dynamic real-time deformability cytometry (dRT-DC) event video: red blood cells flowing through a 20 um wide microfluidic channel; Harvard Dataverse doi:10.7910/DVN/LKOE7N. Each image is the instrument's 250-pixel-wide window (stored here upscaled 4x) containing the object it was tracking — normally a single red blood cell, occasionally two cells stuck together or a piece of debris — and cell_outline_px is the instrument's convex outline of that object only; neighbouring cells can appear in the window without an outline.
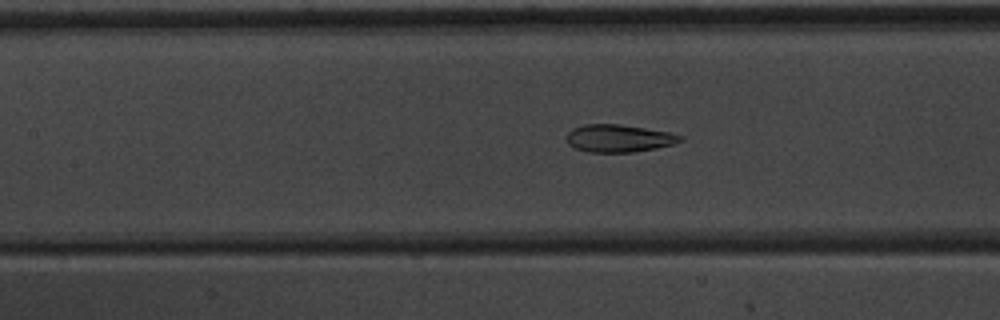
{"species": "common noctule bat (a hibernating species)", "species_latin": "Nyctalus noctula", "temperature_condition": "warm", "stored_images_in_passage": 46, "segment_of_instrument_passage": [1, 2], "camera_frame_rate_fps": 3000, "um_per_image_px": 0.085, "animal": {"sex": "male", "body_mass_g": 20.1, "forearm_length_mm": 53.5}, "frame": {"image": 1, "passage_image": 24, "time_ms": 7.667, "image_size_px": [1000, 320], "cell_outline_px": [[684, 140], [672, 144], [656, 148], [632, 152], [588, 152], [576, 148], [568, 144], [568, 132], [572, 128], [584, 124], [620, 124], [668, 132], [680, 136]], "centroid_in_image_um": [52.57, 11.75], "position_along_channel_um": 154.8, "area_um2": 18.03}}
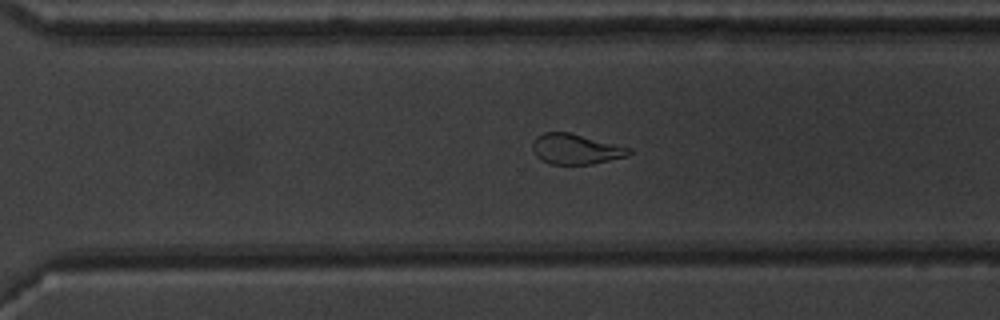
{"frame": {"image": 2, "passage_image": 37, "time_ms": 12.0, "image_size_px": [1000, 320], "cell_outline_px": [[632, 152], [628, 156], [592, 164], [552, 164], [540, 160], [536, 156], [532, 148], [532, 140], [536, 136], [544, 132], [568, 132], [632, 148]], "centroid_in_image_um": [48.92, 12.67], "position_along_channel_um": 321.7, "area_um2": 17.11}}
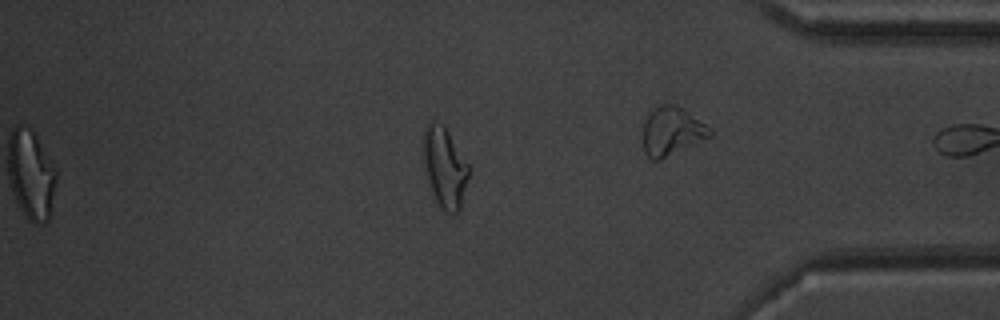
{"frame": {"image": 3, "passage_image": 45, "time_ms": 14.667, "image_size_px": [1000, 320], "cell_outline_px": [[468, 176], [460, 208], [456, 212], [444, 212], [440, 208], [432, 192], [428, 180], [420, 152], [420, 148], [424, 128], [428, 120], [432, 120], [440, 124], [448, 132], [468, 164]], "centroid_in_image_um": [37.72, 14.17], "position_along_channel_um": 397.5, "area_um2": 21.27}}